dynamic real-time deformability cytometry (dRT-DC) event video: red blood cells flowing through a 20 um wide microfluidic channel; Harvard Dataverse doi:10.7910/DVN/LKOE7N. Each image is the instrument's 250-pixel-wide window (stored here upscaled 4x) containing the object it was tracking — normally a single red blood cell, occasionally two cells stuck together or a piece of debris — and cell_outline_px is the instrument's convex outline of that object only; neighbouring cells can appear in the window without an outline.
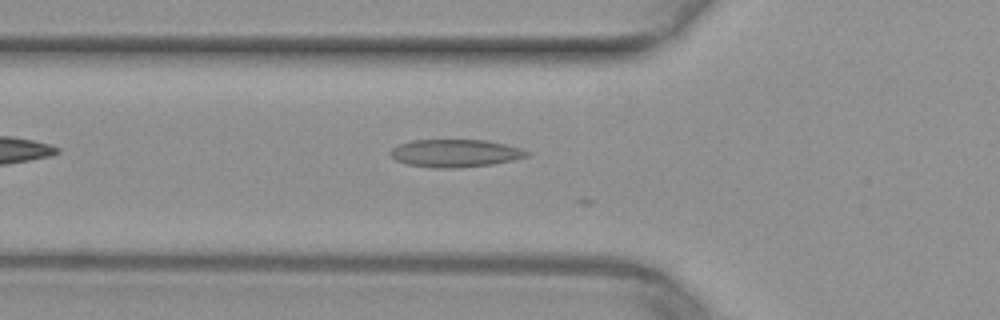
{"species": "common noctule bat (a hibernating species)", "species_latin": "Nyctalus noctula", "temperature_condition": "warm", "stored_images_in_passage": 10, "camera_frame_rate_fps": 3000, "um_per_image_px": 0.085, "animal": {"sex": "female", "body_mass_g": 29.2, "forearm_length_mm": 56.3}, "frame": {"image": 1, "passage_image": 6, "time_ms": 1.667, "image_size_px": [1000, 320], "cell_outline_px": [[532, 152], [528, 156], [512, 160], [492, 164], [456, 168], [436, 168], [408, 164], [396, 160], [388, 152], [392, 148], [400, 144], [412, 140], [484, 140], [504, 144], [520, 148]], "centroid_in_image_um": [38.7, 13.02], "position_along_channel_um": 87.1, "area_um2": 21.91}}
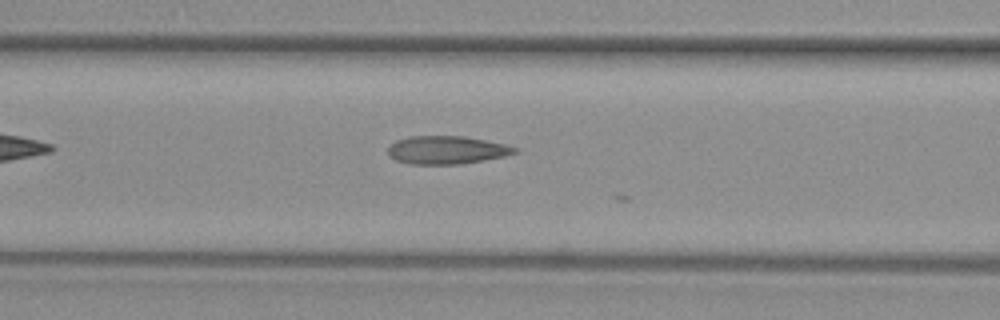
{"frame": {"image": 2, "passage_image": 9, "time_ms": 2.667, "image_size_px": [1000, 320], "cell_outline_px": [[520, 152], [504, 156], [484, 160], [460, 164], [412, 164], [396, 160], [388, 156], [388, 148], [396, 140], [412, 136], [464, 136], [504, 144], [520, 148]], "centroid_in_image_um": [37.99, 12.75], "position_along_channel_um": 128.6, "area_um2": 20.75}}